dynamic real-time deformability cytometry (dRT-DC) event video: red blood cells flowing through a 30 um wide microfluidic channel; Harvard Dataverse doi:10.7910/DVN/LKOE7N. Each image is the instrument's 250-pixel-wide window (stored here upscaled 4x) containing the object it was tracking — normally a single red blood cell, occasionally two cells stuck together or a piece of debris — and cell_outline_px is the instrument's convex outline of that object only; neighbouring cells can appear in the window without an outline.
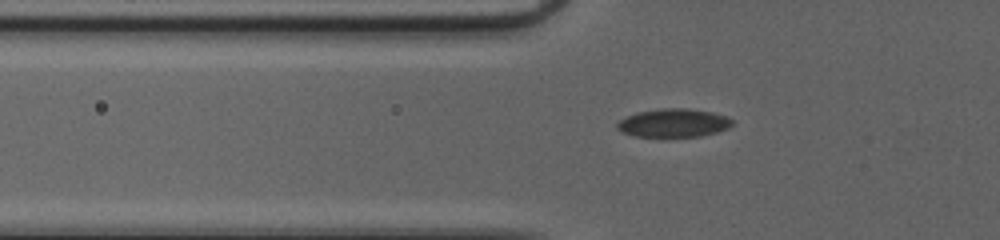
{"species": "common noctule bat (a hibernating species)", "species_latin": "Nyctalus noctula", "temperature_condition": "cold", "stored_images_in_passage": 17, "camera_frame_rate_fps": 3000, "um_per_image_px": 0.085, "animal": {"sex": "female", "body_mass_g": 20.0, "forearm_length_mm": 54.0}, "frame": {"image": 1, "passage_image": 7, "time_ms": 2.0, "image_size_px": [1000, 240], "cell_outline_px": [[732, 124], [728, 128], [716, 132], [700, 136], [636, 136], [624, 132], [616, 128], [616, 124], [620, 120], [636, 112], [664, 108], [688, 108], [712, 112], [728, 116], [732, 120]], "centroid_in_image_um": [57.27, 10.43], "position_along_channel_um": 68.5, "area_um2": 18.84}}
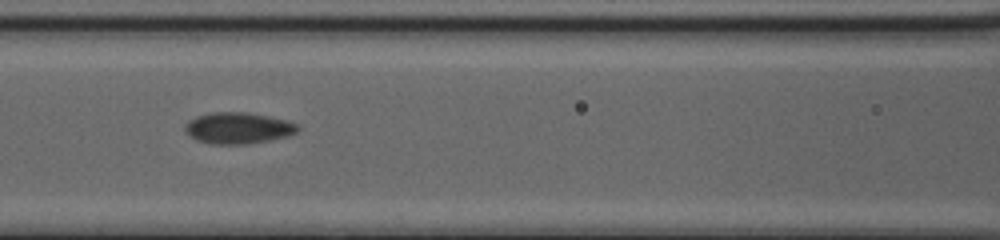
{"frame": {"image": 2, "passage_image": 13, "time_ms": 4.0, "image_size_px": [1000, 240], "cell_outline_px": [[300, 128], [296, 132], [288, 136], [248, 144], [212, 144], [196, 140], [188, 136], [184, 128], [184, 124], [188, 120], [196, 116], [212, 112], [248, 112], [284, 120], [296, 124]], "centroid_in_image_um": [20.17, 10.89], "position_along_channel_um": 146.4, "area_um2": 20.58}}
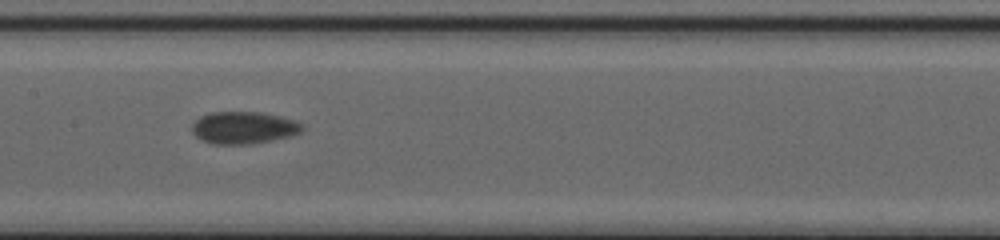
{"frame": {"image": 3, "passage_image": 16, "time_ms": 5.0, "image_size_px": [1000, 240], "cell_outline_px": [[304, 128], [300, 132], [292, 136], [252, 144], [212, 144], [200, 140], [192, 132], [192, 124], [200, 116], [212, 112], [260, 112], [280, 116], [296, 120], [304, 124]], "centroid_in_image_um": [20.73, 10.86], "position_along_channel_um": 186.7, "area_um2": 20.92}}